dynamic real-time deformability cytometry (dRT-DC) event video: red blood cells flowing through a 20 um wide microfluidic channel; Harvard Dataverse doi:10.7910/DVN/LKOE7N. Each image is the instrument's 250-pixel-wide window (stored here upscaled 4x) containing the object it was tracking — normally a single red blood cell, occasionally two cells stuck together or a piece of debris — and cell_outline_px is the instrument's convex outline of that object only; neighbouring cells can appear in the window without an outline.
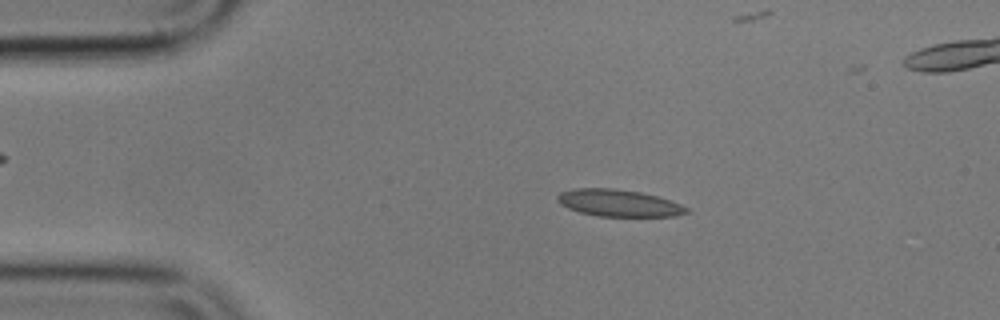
{"species": "common noctule bat (a hibernating species)", "species_latin": "Nyctalus noctula", "temperature_condition": "cold", "stored_images_in_passage": 55, "segment_of_instrument_passage": [1, 2], "camera_frame_rate_fps": 3000, "um_per_image_px": 0.085, "animal": {"sex": "male", "body_mass_g": 17.9}, "frame": {"image": 1, "passage_image": 9, "time_ms": 2.667, "image_size_px": [1000, 320], "cell_outline_px": [[688, 212], [676, 216], [600, 216], [580, 212], [568, 208], [560, 204], [556, 200], [556, 196], [560, 192], [572, 188], [612, 188], [640, 192], [656, 196], [680, 204], [688, 208]], "centroid_in_image_um": [52.53, 17.25], "position_along_channel_um": 32.5, "area_um2": 20.17}}
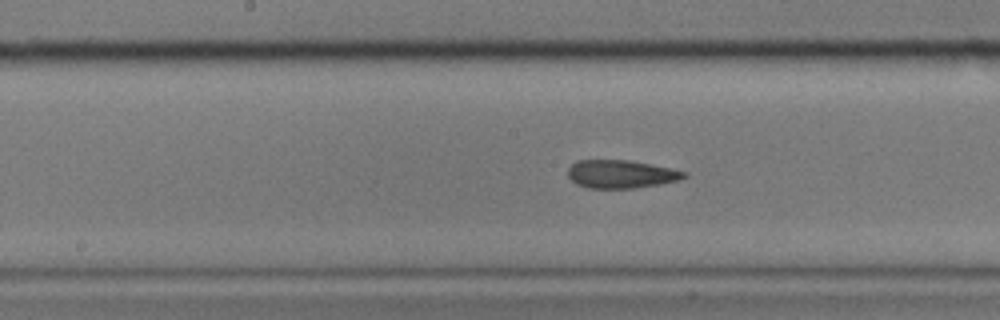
{"frame": {"image": 2, "passage_image": 26, "time_ms": 8.333, "image_size_px": [1000, 320], "cell_outline_px": [[688, 176], [676, 180], [660, 184], [632, 188], [588, 188], [576, 184], [568, 176], [568, 168], [576, 160], [632, 160], [672, 168], [688, 172]], "centroid_in_image_um": [52.79, 14.79], "position_along_channel_um": 195.4, "area_um2": 19.13}}
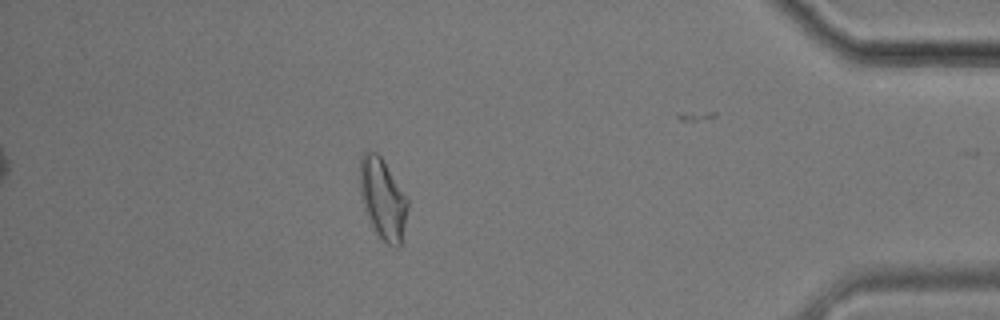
{"frame": {"image": 3, "passage_image": 47, "time_ms": 15.333, "image_size_px": [1000, 320], "cell_outline_px": [[408, 208], [400, 244], [396, 248], [388, 244], [372, 228], [364, 204], [360, 188], [360, 156], [368, 148], [376, 152], [380, 156], [408, 200]], "centroid_in_image_um": [32.52, 16.86], "position_along_channel_um": 402.7, "area_um2": 21.91}}